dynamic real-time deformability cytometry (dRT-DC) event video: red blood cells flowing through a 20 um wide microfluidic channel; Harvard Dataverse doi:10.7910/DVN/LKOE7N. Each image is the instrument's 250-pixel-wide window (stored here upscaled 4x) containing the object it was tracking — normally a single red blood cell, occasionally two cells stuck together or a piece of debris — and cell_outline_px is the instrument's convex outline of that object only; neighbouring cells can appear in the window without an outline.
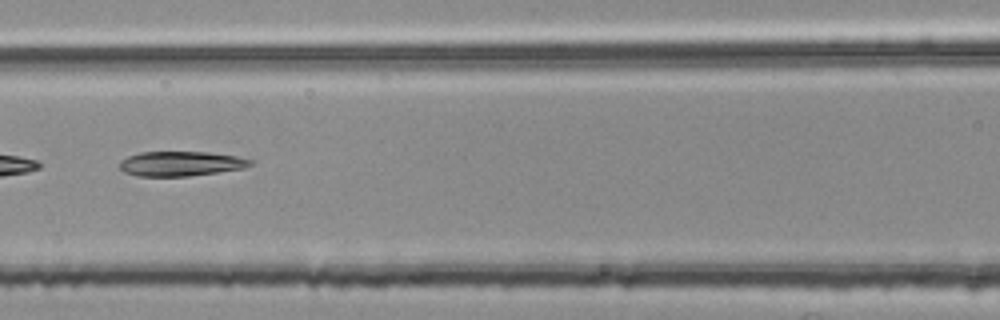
{"species": "common noctule bat (a hibernating species)", "species_latin": "Nyctalus noctula", "temperature_condition": "room temperature", "stored_images_in_passage": 6, "segment_of_instrument_passage": [2, 2], "camera_frame_rate_fps": 3000, "um_per_image_px": 0.085, "animal": {"sex": "female", "body_mass_g": 25.1}, "frame": {"image": 1, "passage_image": 5, "time_ms": 1.333, "image_size_px": [1000, 320], "cell_outline_px": [[252, 164], [244, 168], [188, 176], [136, 176], [124, 172], [120, 168], [120, 160], [128, 156], [140, 152], [208, 152], [236, 156], [252, 160]], "centroid_in_image_um": [15.33, 13.91], "position_along_channel_um": 151.3, "area_um2": 18.73}}
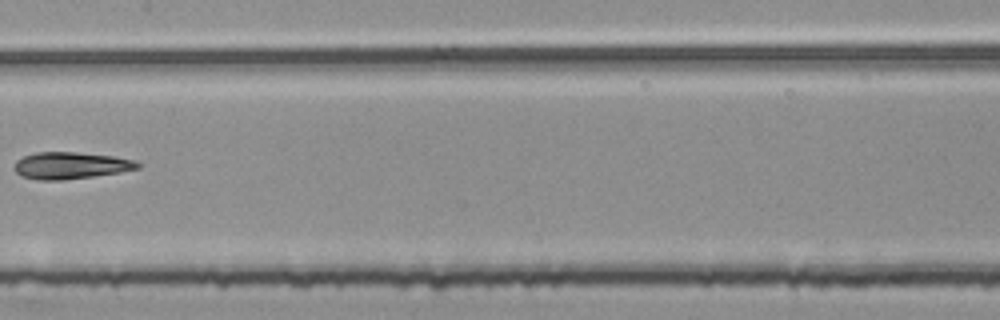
{"frame": {"image": 2, "passage_image": 6, "time_ms": 1.667, "image_size_px": [1000, 320], "cell_outline_px": [[140, 168], [120, 172], [64, 180], [36, 180], [20, 176], [12, 168], [16, 160], [24, 156], [36, 152], [76, 152], [112, 156], [132, 160], [140, 164]], "centroid_in_image_um": [5.94, 14.07], "position_along_channel_um": 201.5, "area_um2": 19.31}}